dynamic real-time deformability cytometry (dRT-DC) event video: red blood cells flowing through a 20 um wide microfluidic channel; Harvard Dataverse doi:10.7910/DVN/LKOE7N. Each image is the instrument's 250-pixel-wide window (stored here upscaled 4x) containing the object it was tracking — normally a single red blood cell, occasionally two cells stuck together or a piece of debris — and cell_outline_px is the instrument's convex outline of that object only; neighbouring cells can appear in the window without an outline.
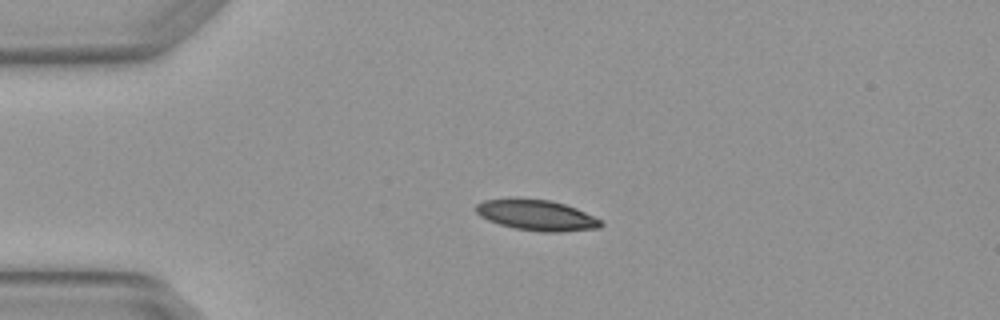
{"species": "Egyptian fruit bat (a non-hibernating species)", "species_latin": "Rousettus aegyptiacus", "temperature_condition": "warm", "stored_images_in_passage": 4, "camera_frame_rate_fps": 3000, "um_per_image_px": 0.085, "animal": {"sex": "female"}, "frame": {"image": 1, "passage_image": 3, "time_ms": 0.667, "image_size_px": [1000, 320], "cell_outline_px": [[604, 224], [600, 228], [560, 232], [544, 232], [516, 228], [500, 224], [488, 220], [480, 216], [476, 212], [476, 204], [484, 200], [552, 200], [576, 208], [600, 220]], "centroid_in_image_um": [45.65, 18.32], "position_along_channel_um": 39.3, "area_um2": 21.68}}